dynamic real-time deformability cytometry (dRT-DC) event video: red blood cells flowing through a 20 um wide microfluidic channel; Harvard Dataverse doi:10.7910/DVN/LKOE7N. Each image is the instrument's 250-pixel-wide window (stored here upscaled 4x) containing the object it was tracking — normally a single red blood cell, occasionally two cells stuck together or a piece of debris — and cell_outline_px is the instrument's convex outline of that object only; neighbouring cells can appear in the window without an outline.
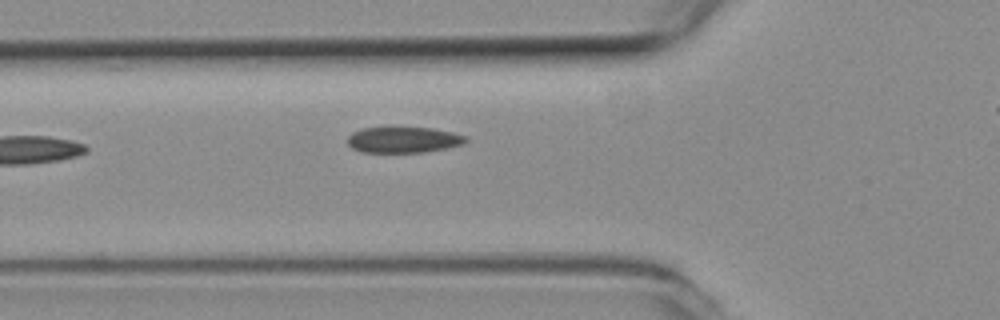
{"species": "common noctule bat (a hibernating species)", "species_latin": "Nyctalus noctula", "temperature_condition": "room temperature", "stored_images_in_passage": 3, "segment_of_instrument_passage": [1, 2], "camera_frame_rate_fps": 3000, "um_per_image_px": 0.085, "animal": {"sex": "female", "body_mass_g": 19.3, "forearm_length_mm": 54.1}, "frame": {"image": 1, "passage_image": 2, "time_ms": 0.333, "image_size_px": [1000, 320], "cell_outline_px": [[468, 140], [464, 144], [424, 152], [364, 152], [352, 148], [348, 144], [348, 136], [352, 132], [364, 128], [388, 124], [432, 128], [452, 132], [468, 136]], "centroid_in_image_um": [34.28, 11.82], "position_along_channel_um": 91.5, "area_um2": 18.67}}